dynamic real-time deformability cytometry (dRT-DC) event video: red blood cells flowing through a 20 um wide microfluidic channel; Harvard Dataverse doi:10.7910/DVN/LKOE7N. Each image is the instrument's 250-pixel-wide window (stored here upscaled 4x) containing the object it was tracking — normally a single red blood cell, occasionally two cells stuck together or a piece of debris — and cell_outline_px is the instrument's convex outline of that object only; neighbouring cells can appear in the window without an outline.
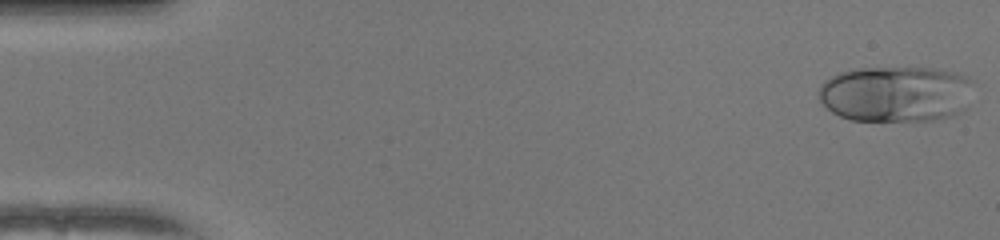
{"species": "human", "species_latin": "Homo sapiens", "temperature_condition": "warm", "stored_images_in_passage": 15, "camera_frame_rate_fps": 3000, "um_per_image_px": 0.085, "donor": {"sex": "female"}, "frame": {"image": 1, "passage_image": 1, "time_ms": 0.0, "image_size_px": [1000, 240], "cell_outline_px": [[976, 80], [968, 108], [956, 116], [940, 120], [852, 120], [840, 116], [832, 112], [820, 100], [820, 84], [824, 80], [840, 72], [856, 68], [940, 68], [960, 72]], "centroid_in_image_um": [76.29, 7.97], "position_along_channel_um": 8.7, "area_um2": 51.67}}
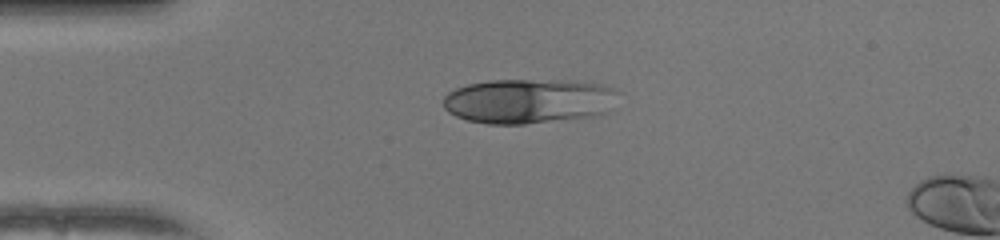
{"frame": {"image": 2, "passage_image": 12, "time_ms": 3.667, "image_size_px": [1000, 240], "cell_outline_px": [[620, 92], [612, 112], [600, 116], [524, 124], [488, 124], [468, 120], [456, 116], [448, 112], [444, 108], [444, 96], [448, 92], [456, 88], [468, 84], [488, 80], [560, 80], [604, 84], [616, 88]], "centroid_in_image_um": [45.04, 8.59], "position_along_channel_um": 40.0, "area_um2": 46.59}}